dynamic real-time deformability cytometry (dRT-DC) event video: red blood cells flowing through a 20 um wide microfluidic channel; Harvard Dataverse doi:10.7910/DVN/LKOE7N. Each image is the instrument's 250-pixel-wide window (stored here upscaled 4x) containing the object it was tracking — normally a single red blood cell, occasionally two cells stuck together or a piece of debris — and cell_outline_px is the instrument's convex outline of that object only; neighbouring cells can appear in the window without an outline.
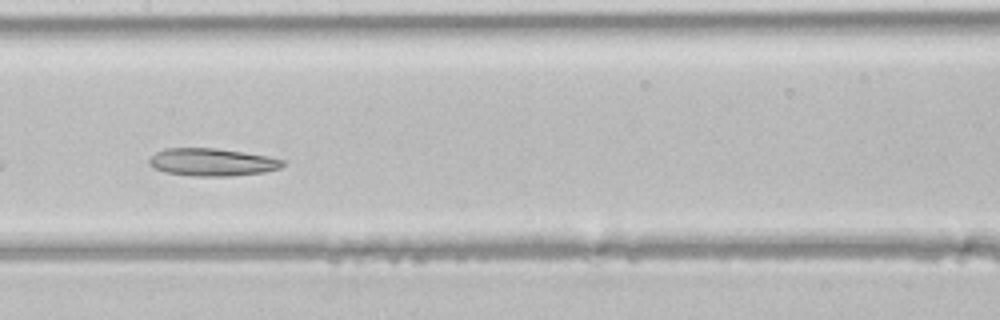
{"species": "common noctule bat (a hibernating species)", "species_latin": "Nyctalus noctula", "temperature_condition": "room temperature", "stored_images_in_passage": 26, "camera_frame_rate_fps": 3000, "um_per_image_px": 0.085, "animal": {"sex": "male", "body_mass_g": 21.5, "forearm_length_mm": 52.0}, "frame": {"image": 1, "passage_image": 12, "time_ms": 3.667, "image_size_px": [1000, 320], "cell_outline_px": [[284, 164], [280, 168], [264, 172], [232, 176], [192, 176], [164, 172], [152, 168], [148, 164], [148, 160], [156, 152], [164, 148], [216, 148], [244, 152], [268, 156], [284, 160]], "centroid_in_image_um": [18.0, 13.78], "position_along_channel_um": 189.4, "area_um2": 21.68}}
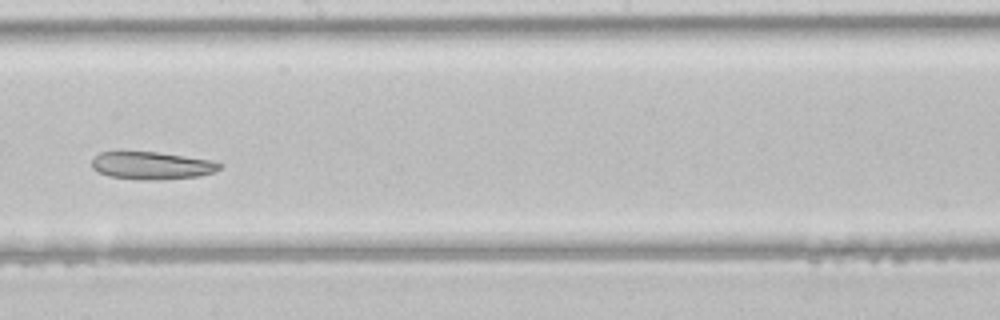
{"frame": {"image": 2, "passage_image": 15, "time_ms": 4.667, "image_size_px": [1000, 320], "cell_outline_px": [[224, 164], [216, 172], [200, 176], [160, 180], [140, 180], [108, 176], [92, 168], [92, 160], [100, 152], [156, 152], [212, 160]], "centroid_in_image_um": [12.95, 14.08], "position_along_channel_um": 235.3, "area_um2": 20.63}}